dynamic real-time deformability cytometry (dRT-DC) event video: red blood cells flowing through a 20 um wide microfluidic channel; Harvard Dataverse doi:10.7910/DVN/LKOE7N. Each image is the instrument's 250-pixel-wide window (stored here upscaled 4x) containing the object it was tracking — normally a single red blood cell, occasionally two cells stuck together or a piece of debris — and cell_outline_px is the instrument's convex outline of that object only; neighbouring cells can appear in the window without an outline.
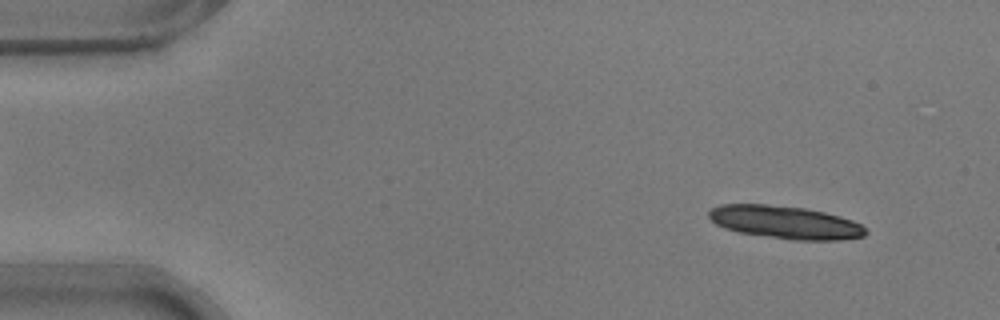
{"species": "common noctule bat (a hibernating species)", "species_latin": "Nyctalus noctula", "temperature_condition": "warm", "stored_images_in_passage": 16, "camera_frame_rate_fps": 3000, "um_per_image_px": 0.085, "animal": {"sex": "male", "body_mass_g": 17.9}, "frame": {"image": 1, "passage_image": 4, "time_ms": 1.0, "image_size_px": [1000, 320], "cell_outline_px": [[868, 232], [864, 236], [840, 240], [792, 240], [740, 232], [724, 228], [716, 224], [708, 216], [708, 212], [712, 208], [720, 204], [764, 204], [804, 208], [824, 212], [840, 216], [852, 220], [860, 224]], "centroid_in_image_um": [66.74, 18.89], "position_along_channel_um": 18.3, "area_um2": 29.94}}